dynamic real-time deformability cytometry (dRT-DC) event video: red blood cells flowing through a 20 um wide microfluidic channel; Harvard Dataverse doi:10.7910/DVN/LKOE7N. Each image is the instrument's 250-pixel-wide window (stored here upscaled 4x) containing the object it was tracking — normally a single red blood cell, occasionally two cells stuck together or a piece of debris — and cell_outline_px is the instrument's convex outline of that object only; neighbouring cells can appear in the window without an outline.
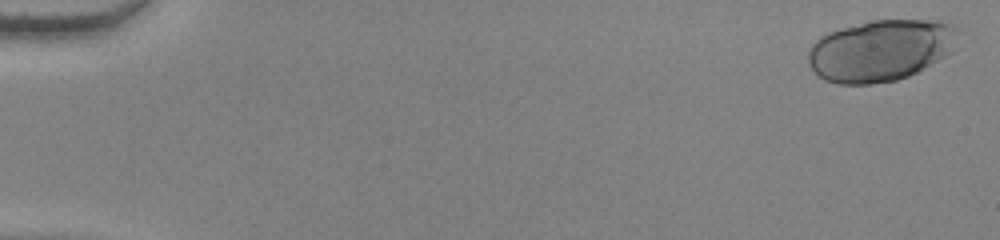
{"species": "human", "species_latin": "Homo sapiens", "temperature_condition": "warm", "stored_images_in_passage": 39, "camera_frame_rate_fps": 3000, "um_per_image_px": 0.085, "donor": {"sex": "female"}, "frame": {"image": 1, "passage_image": 1, "time_ms": 0.0, "image_size_px": [1000, 240], "cell_outline_px": [[956, 28], [952, 52], [916, 72], [908, 76], [896, 80], [872, 84], [836, 84], [824, 80], [812, 68], [808, 60], [808, 52], [812, 44], [820, 36], [828, 32], [840, 28], [868, 20], [932, 20], [952, 24]], "centroid_in_image_um": [74.8, 4.28], "position_along_channel_um": 10.2, "area_um2": 53.47}}
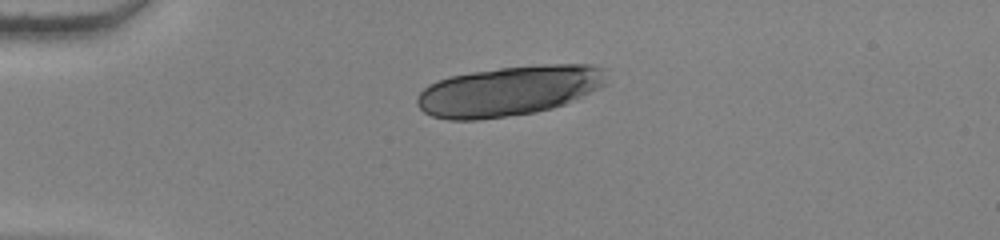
{"frame": {"image": 2, "passage_image": 14, "time_ms": 4.333, "image_size_px": [1000, 240], "cell_outline_px": [[608, 84], [600, 88], [564, 104], [552, 108], [536, 112], [480, 120], [448, 120], [432, 116], [424, 112], [416, 104], [416, 96], [428, 84], [436, 80], [448, 76], [472, 72], [500, 68], [540, 64], [592, 64], [608, 68]], "centroid_in_image_um": [43.3, 7.71], "position_along_channel_um": 41.7, "area_um2": 55.95}}
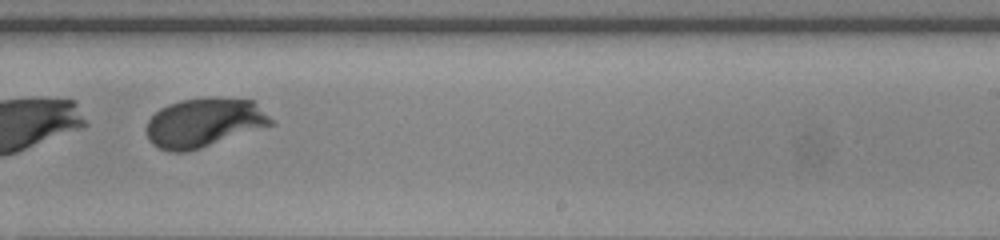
{"frame": {"image": 3, "passage_image": 36, "time_ms": 11.667, "image_size_px": [1000, 240], "cell_outline_px": [[276, 124], [188, 152], [168, 152], [156, 148], [148, 140], [144, 128], [148, 120], [160, 108], [168, 104], [180, 100], [208, 96], [216, 96], [252, 100]], "centroid_in_image_um": [17.29, 10.43], "position_along_channel_um": 271.7, "area_um2": 36.18}}